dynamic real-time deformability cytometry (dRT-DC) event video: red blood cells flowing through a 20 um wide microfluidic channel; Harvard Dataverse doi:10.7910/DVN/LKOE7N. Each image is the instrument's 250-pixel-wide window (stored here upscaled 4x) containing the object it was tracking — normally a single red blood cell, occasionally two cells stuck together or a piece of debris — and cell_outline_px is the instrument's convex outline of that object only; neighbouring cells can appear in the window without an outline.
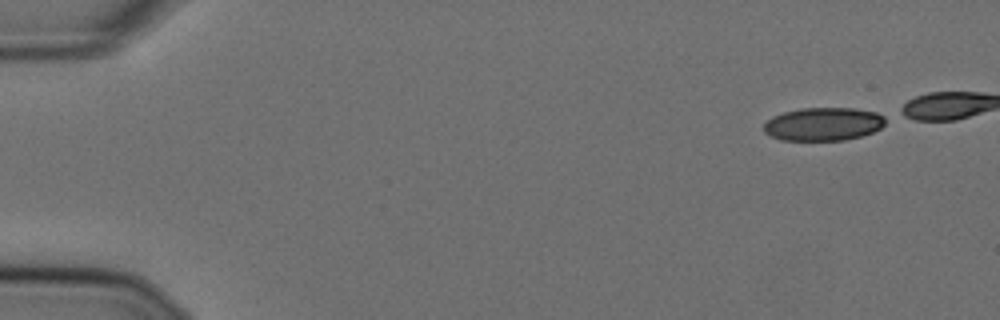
{"species": "Egyptian fruit bat (a non-hibernating species)", "species_latin": "Rousettus aegyptiacus", "temperature_condition": "cold", "stored_images_in_passage": 6, "camera_frame_rate_fps": 3000, "um_per_image_px": 0.085, "animal": {"sex": "female"}, "frame": {"image": 1, "passage_image": 1, "time_ms": 0.0, "image_size_px": [1000, 320], "cell_outline_px": [[884, 124], [880, 128], [872, 132], [860, 136], [844, 140], [780, 140], [768, 136], [764, 132], [764, 124], [772, 116], [784, 112], [800, 108], [856, 108], [876, 112], [884, 116]], "centroid_in_image_um": [69.95, 10.54], "position_along_channel_um": 15.1, "area_um2": 23.58}}